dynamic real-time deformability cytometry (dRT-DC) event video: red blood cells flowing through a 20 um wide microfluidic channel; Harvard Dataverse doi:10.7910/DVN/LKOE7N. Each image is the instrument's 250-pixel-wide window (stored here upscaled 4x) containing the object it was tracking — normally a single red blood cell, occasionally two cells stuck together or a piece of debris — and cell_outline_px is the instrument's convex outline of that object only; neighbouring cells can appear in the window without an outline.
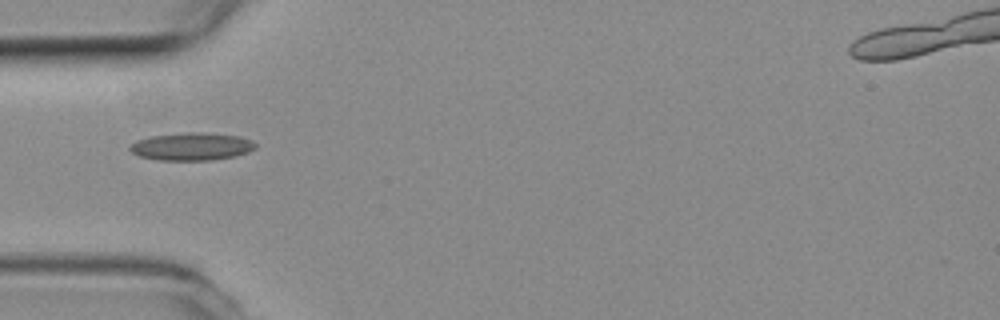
{"species": "common noctule bat (a hibernating species)", "species_latin": "Nyctalus noctula", "temperature_condition": "room temperature", "stored_images_in_passage": 39, "camera_frame_rate_fps": 3000, "um_per_image_px": 0.085, "animal": {"sex": "female", "body_mass_g": 19.3, "forearm_length_mm": 54.1}, "frame": {"image": 1, "passage_image": 2, "time_ms": 0.333, "image_size_px": [1000, 320], "cell_outline_px": [[256, 148], [248, 152], [232, 156], [212, 160], [156, 160], [140, 156], [132, 152], [128, 148], [136, 140], [148, 136], [188, 132], [200, 132], [240, 136], [252, 140], [256, 144]], "centroid_in_image_um": [16.28, 12.44], "position_along_channel_um": 68.7, "area_um2": 20.29}}
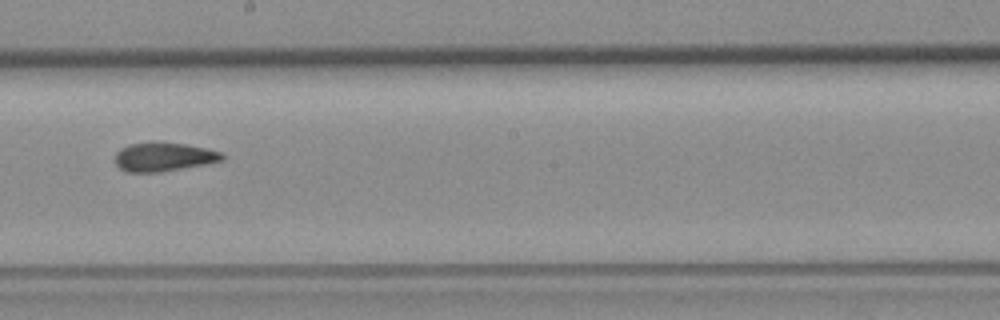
{"frame": {"image": 2, "passage_image": 15, "time_ms": 4.667, "image_size_px": [1000, 320], "cell_outline_px": [[224, 160], [204, 164], [160, 172], [128, 172], [120, 168], [116, 164], [116, 152], [120, 148], [128, 144], [156, 140], [184, 144], [204, 148], [220, 152], [224, 156]], "centroid_in_image_um": [13.87, 13.31], "position_along_channel_um": 234.3, "area_um2": 18.09}}
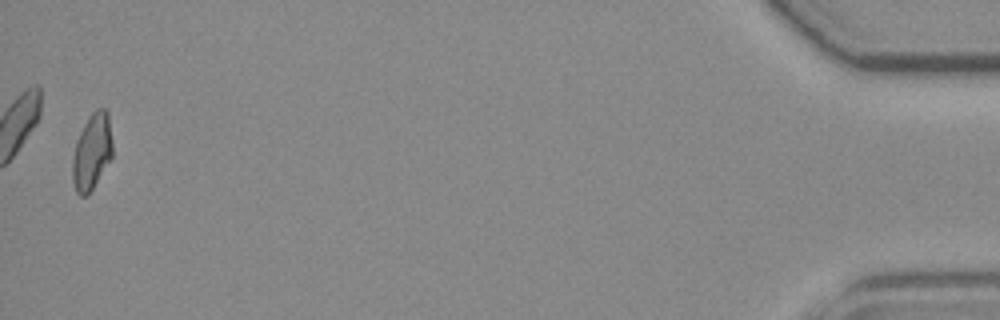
{"frame": {"image": 3, "passage_image": 38, "time_ms": 12.333, "image_size_px": [1000, 320], "cell_outline_px": [[112, 156], [88, 196], [80, 196], [76, 192], [72, 180], [72, 160], [76, 140], [84, 124], [92, 112], [96, 108], [104, 108], [108, 112], [112, 140]], "centroid_in_image_um": [7.8, 12.9], "position_along_channel_um": 427.4, "area_um2": 17.8}, "authors_computed_cell_mechanics": {"area_um2": 17.918, "velocity_mm_per_s": 3.8082, "shape_relaxation_time_tau1_ms": null, "shape_relaxation_time_tau2_ms": 2.1208, "deformation_change_tau1": null, "deformation_change_tau2": 0.096}}